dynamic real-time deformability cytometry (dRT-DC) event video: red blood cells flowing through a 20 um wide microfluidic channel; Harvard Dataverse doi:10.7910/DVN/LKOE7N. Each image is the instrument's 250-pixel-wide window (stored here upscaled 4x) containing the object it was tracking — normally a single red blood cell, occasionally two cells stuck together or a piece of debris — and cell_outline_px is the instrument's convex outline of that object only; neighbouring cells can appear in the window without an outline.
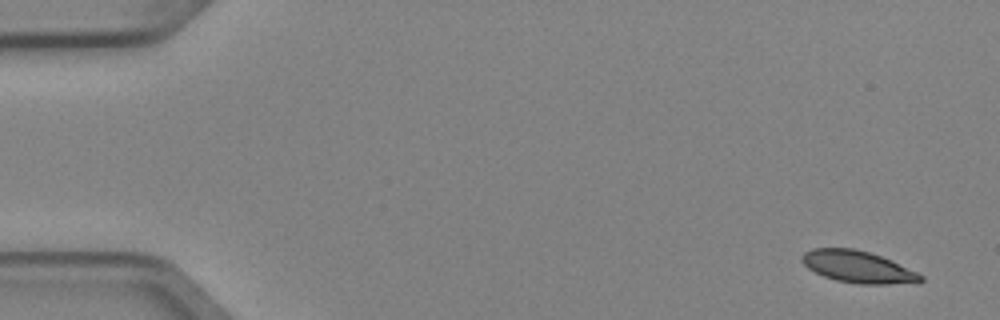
{"species": "Egyptian fruit bat (a non-hibernating species)", "species_latin": "Rousettus aegyptiacus", "temperature_condition": "cold", "stored_images_in_passage": 5, "camera_frame_rate_fps": 3000, "um_per_image_px": 0.085, "animal": {"sex": "female"}, "frame": {"image": 1, "passage_image": 1, "time_ms": 0.0, "image_size_px": [1000, 320], "cell_outline_px": [[924, 280], [920, 284], [856, 284], [836, 280], [824, 276], [808, 268], [800, 260], [800, 256], [804, 252], [812, 248], [856, 248], [892, 260], [924, 276]], "centroid_in_image_um": [72.96, 22.69], "position_along_channel_um": 12.0, "area_um2": 22.37}}
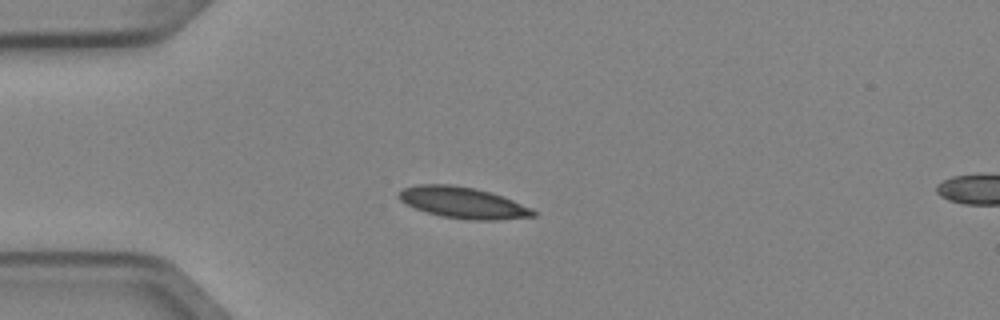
{"frame": {"image": 2, "passage_image": 4, "time_ms": 1.0, "image_size_px": [1000, 320], "cell_outline_px": [[536, 216], [496, 220], [468, 220], [440, 216], [416, 208], [400, 200], [400, 192], [404, 188], [416, 184], [448, 184], [476, 188], [504, 196], [532, 208], [536, 212]], "centroid_in_image_um": [39.4, 17.23], "position_along_channel_um": 45.6, "area_um2": 24.39}}